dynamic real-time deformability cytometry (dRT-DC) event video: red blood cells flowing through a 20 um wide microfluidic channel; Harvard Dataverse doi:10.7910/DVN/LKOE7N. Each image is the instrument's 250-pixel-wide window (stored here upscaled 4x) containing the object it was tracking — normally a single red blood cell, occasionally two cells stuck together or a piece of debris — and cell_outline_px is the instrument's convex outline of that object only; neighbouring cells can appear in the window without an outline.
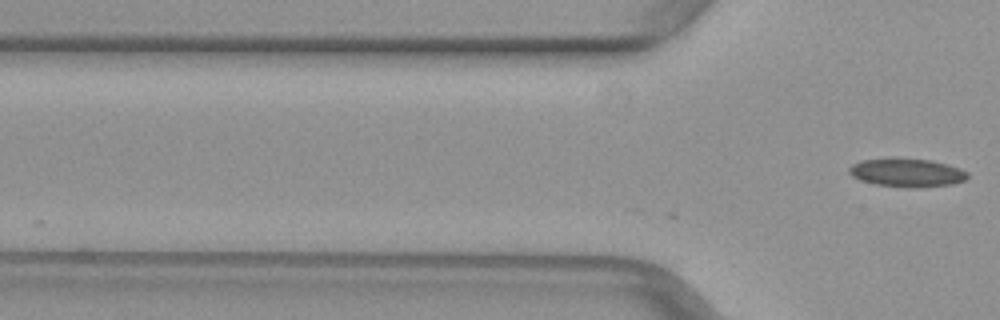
{"species": "common noctule bat (a hibernating species)", "species_latin": "Nyctalus noctula", "temperature_condition": "warm", "stored_images_in_passage": 2, "camera_frame_rate_fps": 3000, "um_per_image_px": 0.085, "animal": {"sex": "female", "body_mass_g": 29.2, "forearm_length_mm": 56.3}, "frame": {"image": 1, "passage_image": 2, "time_ms": 0.333, "image_size_px": [1000, 320], "cell_outline_px": [[968, 180], [952, 184], [916, 188], [908, 188], [876, 184], [860, 180], [852, 176], [848, 172], [848, 168], [852, 164], [860, 160], [932, 160], [960, 168], [968, 172]], "centroid_in_image_um": [77.13, 14.71], "position_along_channel_um": 48.7, "area_um2": 19.25}}